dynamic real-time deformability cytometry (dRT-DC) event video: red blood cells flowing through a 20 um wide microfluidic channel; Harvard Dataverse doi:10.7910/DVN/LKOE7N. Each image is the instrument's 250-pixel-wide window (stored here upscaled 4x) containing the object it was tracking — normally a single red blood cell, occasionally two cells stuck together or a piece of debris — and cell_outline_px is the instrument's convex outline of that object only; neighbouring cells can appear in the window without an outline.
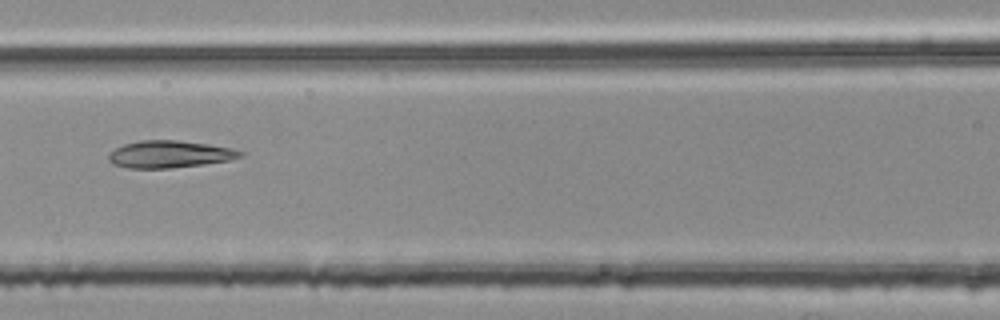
{"species": "common noctule bat (a hibernating species)", "species_latin": "Nyctalus noctula", "temperature_condition": "room temperature", "stored_images_in_passage": 5, "camera_frame_rate_fps": 3000, "um_per_image_px": 0.085, "animal": {"sex": "female", "body_mass_g": 25.1}, "frame": {"image": 1, "passage_image": 5, "time_ms": 1.333, "image_size_px": [1000, 320], "cell_outline_px": [[244, 156], [228, 160], [204, 164], [172, 168], [128, 168], [112, 164], [108, 160], [108, 152], [124, 144], [140, 140], [176, 140], [208, 144], [232, 148], [244, 152]], "centroid_in_image_um": [14.39, 13.11], "position_along_channel_um": 152.2, "area_um2": 20.92}}